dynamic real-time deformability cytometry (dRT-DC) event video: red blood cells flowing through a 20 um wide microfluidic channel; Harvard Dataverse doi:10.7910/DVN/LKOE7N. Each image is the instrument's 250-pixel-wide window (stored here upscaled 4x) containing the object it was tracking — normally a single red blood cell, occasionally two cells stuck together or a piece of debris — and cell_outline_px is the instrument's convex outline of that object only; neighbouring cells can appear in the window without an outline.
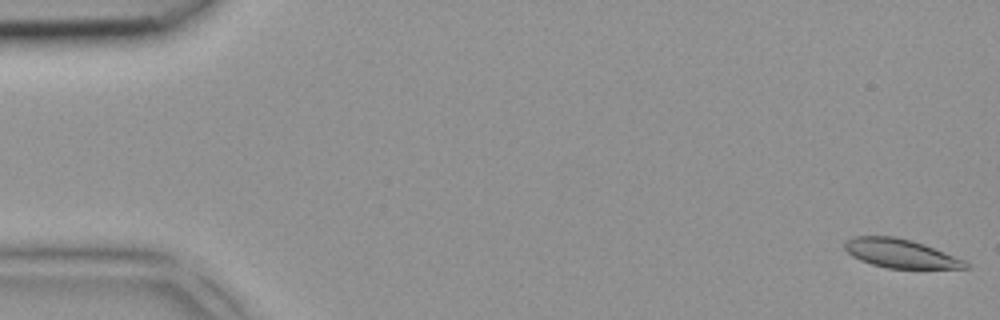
{"species": "common noctule bat (a hibernating species)", "species_latin": "Nyctalus noctula", "temperature_condition": "room temperature", "stored_images_in_passage": 5, "segment_of_instrument_passage": [1, 2], "camera_frame_rate_fps": 3000, "um_per_image_px": 0.085, "animal": {"sex": "female", "body_mass_g": 18.4}, "frame": {"image": 1, "passage_image": 1, "time_ms": 0.0, "image_size_px": [1000, 320], "cell_outline_px": [[972, 264], [968, 268], [888, 268], [872, 264], [860, 260], [852, 256], [844, 248], [844, 244], [852, 236], [896, 236], [912, 240], [924, 244], [964, 260]], "centroid_in_image_um": [76.54, 21.53], "position_along_channel_um": 8.5, "area_um2": 20.17}}
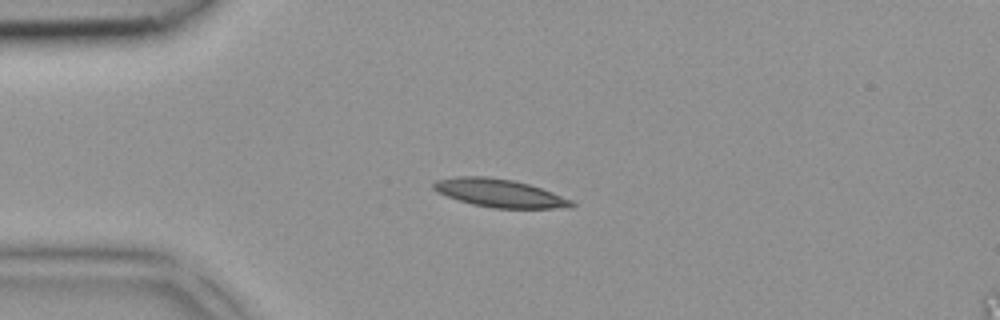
{"frame": {"image": 2, "passage_image": 4, "time_ms": 1.0, "image_size_px": [1000, 320], "cell_outline_px": [[576, 204], [572, 208], [492, 208], [472, 204], [436, 192], [432, 188], [432, 184], [436, 180], [456, 176], [488, 176], [516, 180], [552, 192], [572, 200]], "centroid_in_image_um": [42.46, 16.41], "position_along_channel_um": 42.5, "area_um2": 22.72}}